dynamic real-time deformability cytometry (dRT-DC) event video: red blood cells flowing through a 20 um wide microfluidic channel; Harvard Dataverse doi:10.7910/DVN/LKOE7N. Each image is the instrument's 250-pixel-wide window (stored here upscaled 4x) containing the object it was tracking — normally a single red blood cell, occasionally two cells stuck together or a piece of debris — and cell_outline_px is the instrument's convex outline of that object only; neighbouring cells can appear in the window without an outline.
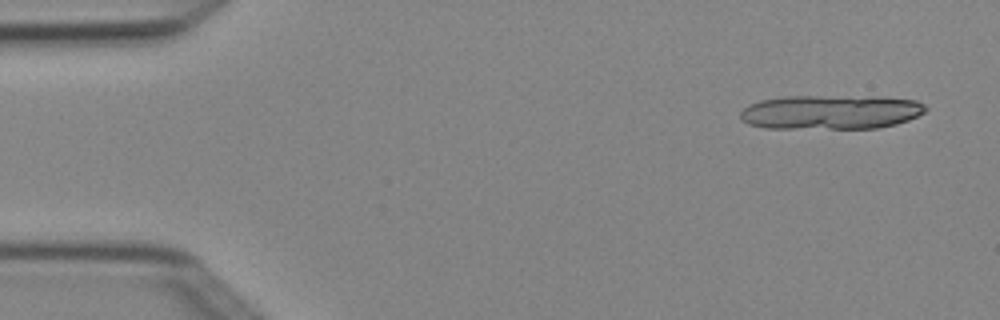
{"species": "Egyptian fruit bat (a non-hibernating species)", "species_latin": "Rousettus aegyptiacus", "temperature_condition": "cold", "stored_images_in_passage": 5, "camera_frame_rate_fps": 3000, "um_per_image_px": 0.085, "animal": {"sex": "female"}, "frame": {"image": 1, "passage_image": 1, "time_ms": 0.0, "image_size_px": [1000, 320], "cell_outline_px": [[928, 108], [924, 112], [908, 120], [896, 124], [876, 128], [764, 128], [748, 124], [740, 120], [740, 112], [748, 104], [760, 100], [784, 96], [880, 96], [916, 100], [924, 104]], "centroid_in_image_um": [70.59, 9.52], "position_along_channel_um": 14.4, "area_um2": 37.45}}